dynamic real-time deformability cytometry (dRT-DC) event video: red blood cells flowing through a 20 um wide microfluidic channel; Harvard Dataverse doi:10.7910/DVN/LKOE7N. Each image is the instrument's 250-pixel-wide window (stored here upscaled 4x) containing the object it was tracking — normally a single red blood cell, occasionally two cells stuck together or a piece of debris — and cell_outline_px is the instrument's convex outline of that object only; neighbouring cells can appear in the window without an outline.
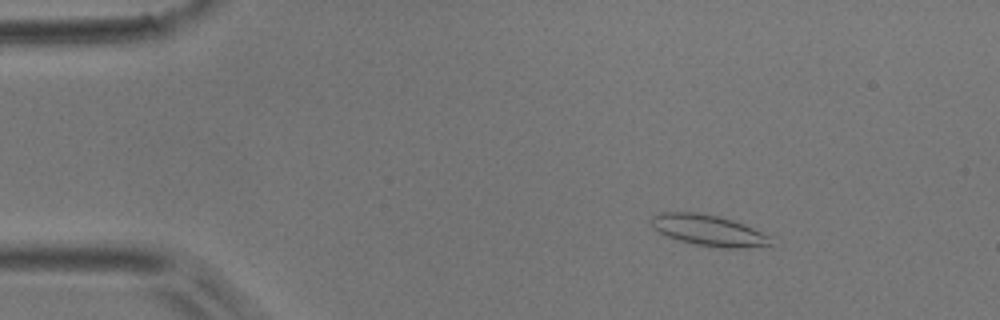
{"species": "common noctule bat (a hibernating species)", "species_latin": "Nyctalus noctula", "temperature_condition": "room temperature", "stored_images_in_passage": 49, "camera_frame_rate_fps": 3000, "um_per_image_px": 0.085, "animal": {"sex": "male", "body_mass_g": 17.9}, "frame": {"image": 1, "passage_image": 5, "time_ms": 1.333, "image_size_px": [1000, 320], "cell_outline_px": [[772, 244], [744, 248], [724, 248], [696, 244], [680, 240], [668, 236], [652, 228], [652, 216], [660, 212], [696, 212], [716, 216], [732, 220], [744, 224], [772, 236]], "centroid_in_image_um": [60.25, 19.58], "position_along_channel_um": 24.7, "area_um2": 21.39}}
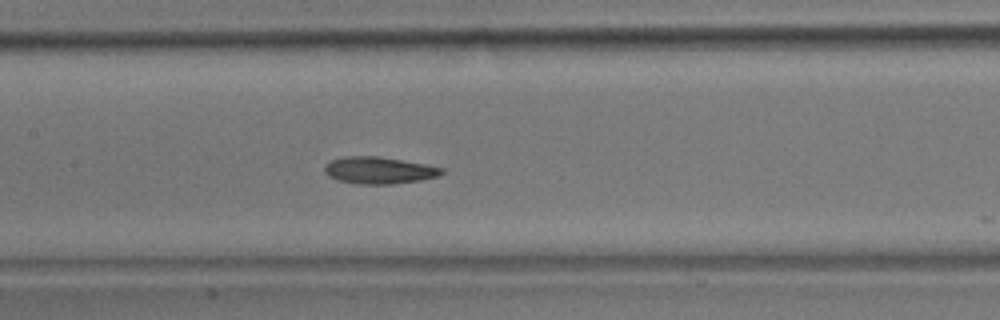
{"frame": {"image": 2, "passage_image": 22, "time_ms": 7.0, "image_size_px": [1000, 320], "cell_outline_px": [[444, 172], [440, 176], [420, 180], [392, 184], [356, 184], [336, 180], [328, 176], [324, 172], [324, 164], [332, 160], [344, 156], [376, 156], [428, 164], [444, 168]], "centroid_in_image_um": [32.21, 14.48], "position_along_channel_um": 175.2, "area_um2": 18.61}}
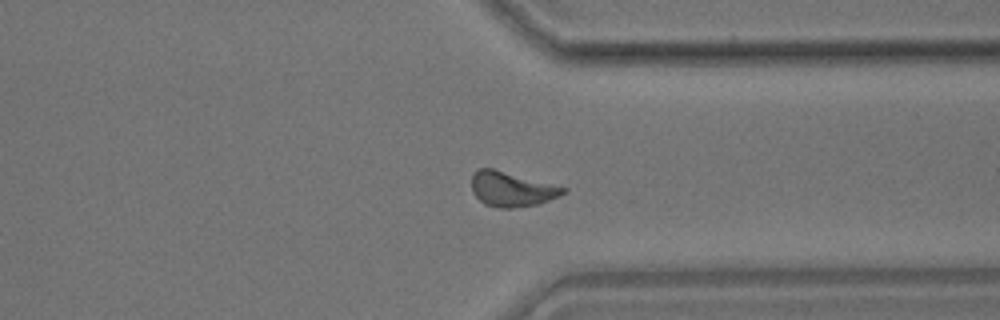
{"frame": {"image": 3, "passage_image": 37, "time_ms": 12.0, "image_size_px": [1000, 320], "cell_outline_px": [[568, 188], [560, 196], [536, 204], [512, 208], [500, 208], [484, 204], [472, 192], [472, 172], [476, 168], [492, 168]], "centroid_in_image_um": [43.45, 16.06], "position_along_channel_um": 367.9, "area_um2": 18.44}, "authors_computed_cell_mechanics": {"area_um2": 18.2648, "velocity_mm_per_s": 3.8684, "shape_relaxation_time_tau1_ms": 4.6757, "shape_relaxation_time_tau2_ms": 9.6047, "deformation_change_tau1": 0.1262, "deformation_change_tau2": 0.1864}}